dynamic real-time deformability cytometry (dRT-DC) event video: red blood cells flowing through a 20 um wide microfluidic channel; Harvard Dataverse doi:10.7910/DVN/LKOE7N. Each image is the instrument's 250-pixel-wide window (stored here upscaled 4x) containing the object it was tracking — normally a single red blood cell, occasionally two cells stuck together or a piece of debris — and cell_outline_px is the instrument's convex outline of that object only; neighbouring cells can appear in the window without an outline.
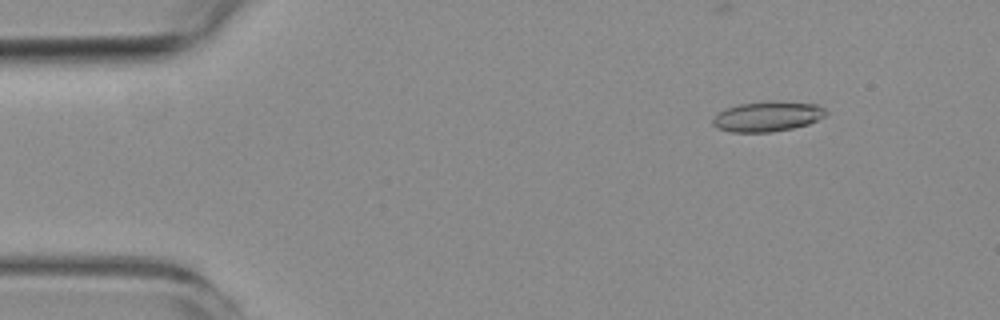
{"species": "common noctule bat (a hibernating species)", "species_latin": "Nyctalus noctula", "temperature_condition": "room temperature", "stored_images_in_passage": 4, "segment_of_instrument_passage": [1, 2], "camera_frame_rate_fps": 3000, "um_per_image_px": 0.085, "animal": {"sex": "female", "body_mass_g": 19.3, "forearm_length_mm": 54.1}, "frame": {"image": 1, "passage_image": 2, "time_ms": 1.0, "image_size_px": [1000, 320], "cell_outline_px": [[828, 112], [824, 116], [808, 124], [792, 128], [772, 132], [732, 132], [716, 128], [712, 124], [712, 120], [724, 108], [740, 104], [764, 100], [776, 100], [820, 104]], "centroid_in_image_um": [65.25, 9.87], "position_along_channel_um": 19.8, "area_um2": 20.17}}